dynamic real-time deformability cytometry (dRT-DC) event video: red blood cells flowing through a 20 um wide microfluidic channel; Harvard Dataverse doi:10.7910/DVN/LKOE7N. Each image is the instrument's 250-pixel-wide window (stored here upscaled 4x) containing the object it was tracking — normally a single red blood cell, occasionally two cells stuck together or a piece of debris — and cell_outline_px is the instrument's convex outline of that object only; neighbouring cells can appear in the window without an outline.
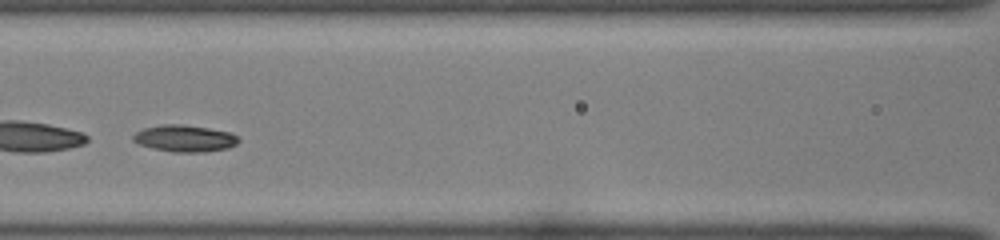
{"species": "common noctule bat (a hibernating species)", "species_latin": "Nyctalus noctula", "temperature_condition": "room temperature", "stored_images_in_passage": 39, "segment_of_instrument_passage": [2, 2], "camera_frame_rate_fps": 3000, "um_per_image_px": 0.085, "animal": {"sex": "female", "body_mass_g": 22.0, "forearm_length_mm": 56.7}, "frame": {"image": 1, "passage_image": 14, "time_ms": 4.333, "image_size_px": [1000, 240], "cell_outline_px": [[240, 140], [236, 144], [228, 148], [204, 152], [172, 152], [152, 148], [140, 144], [132, 140], [132, 136], [136, 132], [144, 128], [160, 124], [184, 124], [232, 132]], "centroid_in_image_um": [15.7, 11.76], "position_along_channel_um": 150.9, "area_um2": 16.53}}
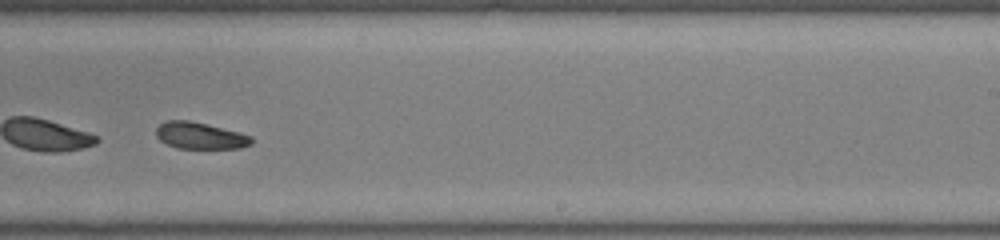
{"frame": {"image": 2, "passage_image": 23, "time_ms": 7.333, "image_size_px": [1000, 240], "cell_outline_px": [[252, 144], [240, 148], [176, 148], [160, 140], [156, 136], [156, 128], [160, 124], [168, 120], [188, 120], [208, 124], [240, 132], [252, 136]], "centroid_in_image_um": [17.02, 11.52], "position_along_channel_um": 272.0, "area_um2": 14.85}}
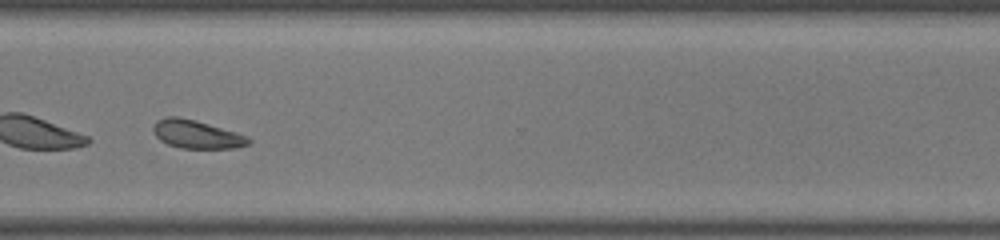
{"frame": {"image": 3, "passage_image": 29, "time_ms": 9.333, "image_size_px": [1000, 240], "cell_outline_px": [[252, 140], [248, 144], [236, 148], [180, 148], [168, 144], [160, 140], [152, 132], [152, 128], [156, 120], [164, 116], [176, 116], [196, 120], [236, 132], [248, 136]], "centroid_in_image_um": [16.68, 11.4], "position_along_channel_um": 353.9, "area_um2": 15.84}}